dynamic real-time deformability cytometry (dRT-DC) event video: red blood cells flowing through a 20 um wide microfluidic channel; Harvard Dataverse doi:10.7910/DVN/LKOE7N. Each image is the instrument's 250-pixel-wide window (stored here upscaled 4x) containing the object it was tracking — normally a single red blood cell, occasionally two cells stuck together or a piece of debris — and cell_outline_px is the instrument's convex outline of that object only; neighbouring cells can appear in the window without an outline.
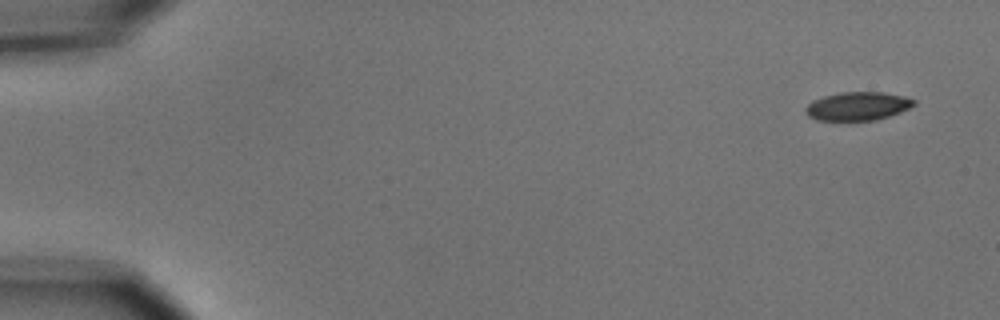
{"species": "common noctule bat (a hibernating species)", "species_latin": "Nyctalus noctula", "temperature_condition": "cold", "stored_images_in_passage": 5, "camera_frame_rate_fps": 3000, "um_per_image_px": 0.085, "animal": {"sex": "male", "body_mass_g": 15.6}, "frame": {"image": 1, "passage_image": 1, "time_ms": 0.0, "image_size_px": [1000, 320], "cell_outline_px": [[916, 104], [900, 112], [876, 120], [816, 120], [808, 116], [804, 112], [804, 108], [812, 100], [824, 96], [840, 92], [884, 92], [904, 96], [916, 100]], "centroid_in_image_um": [72.88, 9.02], "position_along_channel_um": 12.1, "area_um2": 18.03}}
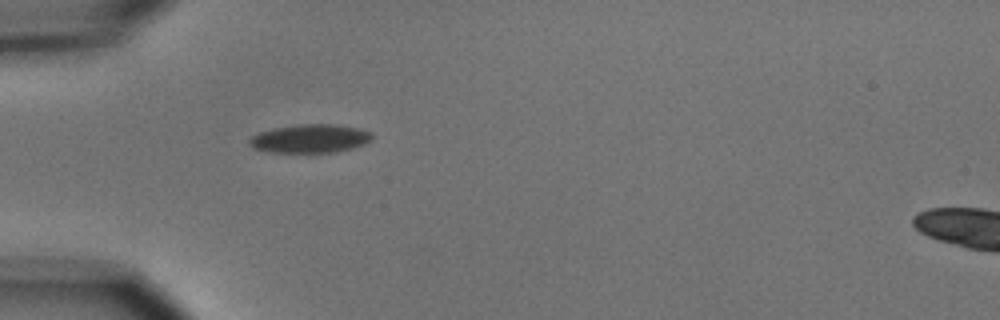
{"frame": {"image": 2, "passage_image": 5, "time_ms": 4.667, "image_size_px": [1000, 320], "cell_outline_px": [[372, 140], [364, 144], [352, 148], [336, 152], [272, 152], [252, 148], [248, 144], [248, 140], [252, 136], [260, 132], [272, 128], [300, 124], [336, 124], [356, 128], [372, 132]], "centroid_in_image_um": [26.35, 11.77], "position_along_channel_um": 58.7, "area_um2": 20.4}}